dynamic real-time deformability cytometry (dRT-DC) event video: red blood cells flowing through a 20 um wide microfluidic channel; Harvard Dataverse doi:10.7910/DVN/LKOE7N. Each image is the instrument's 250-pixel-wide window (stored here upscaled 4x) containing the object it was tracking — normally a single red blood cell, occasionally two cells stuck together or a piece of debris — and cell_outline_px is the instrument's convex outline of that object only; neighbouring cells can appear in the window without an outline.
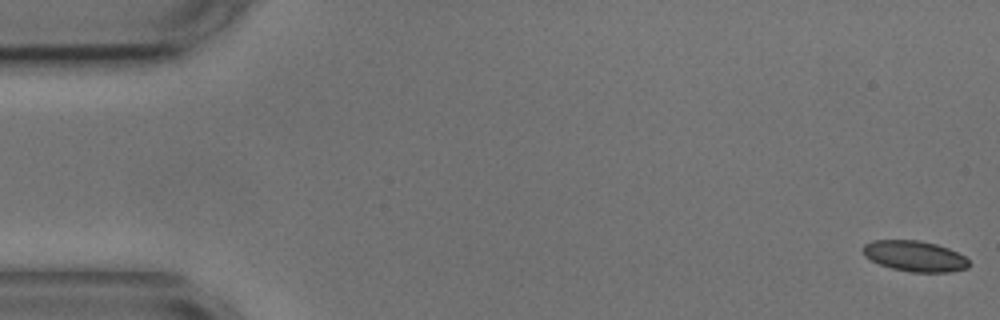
{"species": "common noctule bat (a hibernating species)", "species_latin": "Nyctalus noctula", "temperature_condition": "cold", "stored_images_in_passage": 55, "camera_frame_rate_fps": 3000, "um_per_image_px": 0.085, "animal": {"sex": "male", "body_mass_g": 17.9, "forearm_length_mm": 54.2}, "frame": {"image": 1, "passage_image": 1, "time_ms": 0.0, "image_size_px": [1000, 320], "cell_outline_px": [[972, 264], [968, 268], [948, 272], [912, 272], [892, 268], [880, 264], [864, 256], [864, 244], [872, 240], [920, 240], [936, 244], [948, 248], [964, 256]], "centroid_in_image_um": [77.78, 21.77], "position_along_channel_um": 7.2, "area_um2": 18.9}}
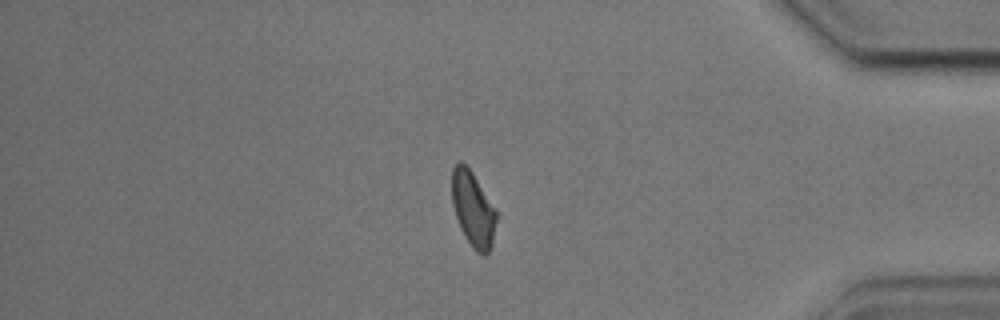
{"frame": {"image": 2, "passage_image": 47, "time_ms": 15.333, "image_size_px": [1000, 320], "cell_outline_px": [[496, 220], [492, 244], [488, 252], [484, 256], [476, 252], [464, 236], [460, 228], [452, 204], [452, 168], [460, 160], [472, 172], [496, 208]], "centroid_in_image_um": [40.2, 17.78], "position_along_channel_um": 395.0, "area_um2": 19.42}}
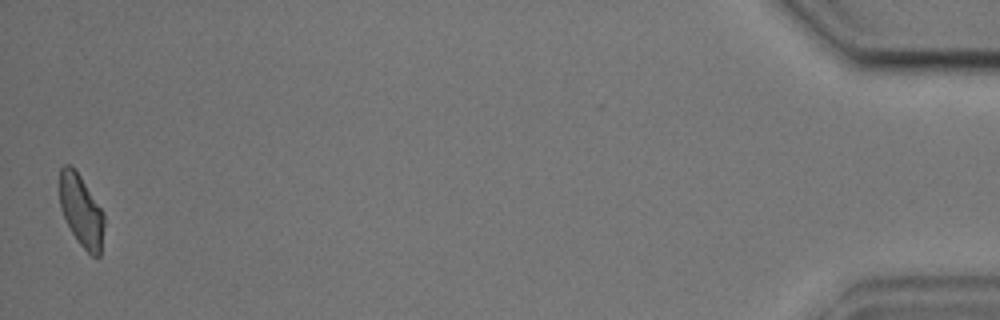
{"frame": {"image": 3, "passage_image": 55, "time_ms": 18.0, "image_size_px": [1000, 320], "cell_outline_px": [[104, 224], [100, 256], [92, 256], [80, 244], [72, 232], [60, 208], [60, 168], [64, 164], [72, 164], [104, 212]], "centroid_in_image_um": [6.91, 17.88], "position_along_channel_um": 428.3, "area_um2": 18.5}, "authors_computed_cell_mechanics": {"area_um2": 19.7098, "velocity_mm_per_s": 3.5817, "shape_relaxation_time_tau1_ms": null, "shape_relaxation_time_tau2_ms": 1.6774, "deformation_change_tau1": null, "deformation_change_tau2": 0.0634}}